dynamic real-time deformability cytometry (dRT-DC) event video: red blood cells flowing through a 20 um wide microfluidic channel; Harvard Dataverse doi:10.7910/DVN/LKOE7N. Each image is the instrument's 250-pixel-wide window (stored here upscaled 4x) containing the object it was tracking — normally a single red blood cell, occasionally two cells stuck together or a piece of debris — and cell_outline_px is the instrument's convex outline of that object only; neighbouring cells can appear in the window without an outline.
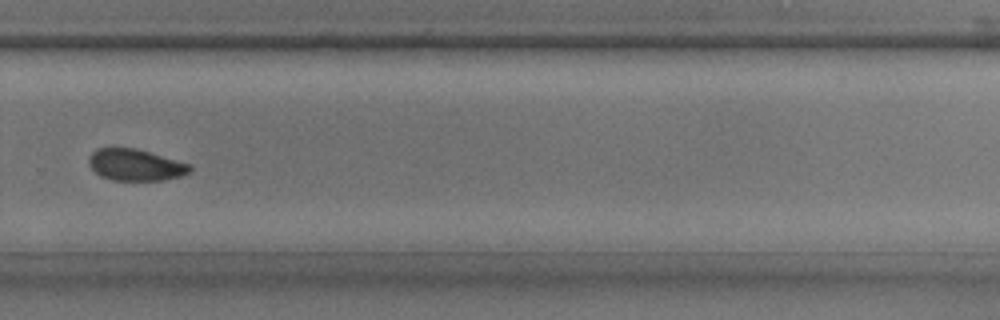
{"species": "common noctule bat (a hibernating species)", "species_latin": "Nyctalus noctula", "temperature_condition": "room temperature", "stored_images_in_passage": 27, "camera_frame_rate_fps": 3000, "um_per_image_px": 0.085, "animal": {"sex": "male", "body_mass_g": 17.9, "forearm_length_mm": 54.2}, "frame": {"image": 1, "passage_image": 16, "time_ms": 5.0, "image_size_px": [1000, 320], "cell_outline_px": [[192, 168], [188, 172], [180, 176], [164, 180], [112, 180], [100, 176], [88, 164], [88, 156], [96, 148], [136, 148], [192, 164]], "centroid_in_image_um": [11.5, 14.01], "position_along_channel_um": 318.3, "area_um2": 18.67}}
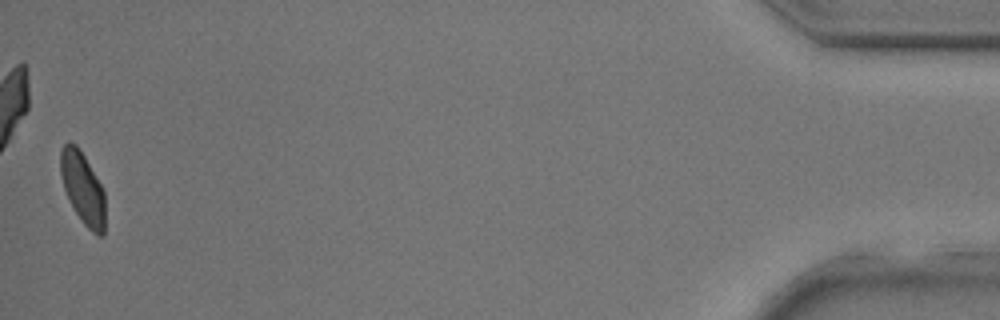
{"frame": {"image": 2, "passage_image": 27, "time_ms": 8.667, "image_size_px": [1000, 320], "cell_outline_px": [[104, 236], [100, 236], [92, 232], [84, 224], [76, 212], [64, 188], [60, 176], [60, 148], [68, 140], [76, 144], [84, 156], [104, 188]], "centroid_in_image_um": [7.03, 15.94], "position_along_channel_um": 428.2, "area_um2": 18.67}}